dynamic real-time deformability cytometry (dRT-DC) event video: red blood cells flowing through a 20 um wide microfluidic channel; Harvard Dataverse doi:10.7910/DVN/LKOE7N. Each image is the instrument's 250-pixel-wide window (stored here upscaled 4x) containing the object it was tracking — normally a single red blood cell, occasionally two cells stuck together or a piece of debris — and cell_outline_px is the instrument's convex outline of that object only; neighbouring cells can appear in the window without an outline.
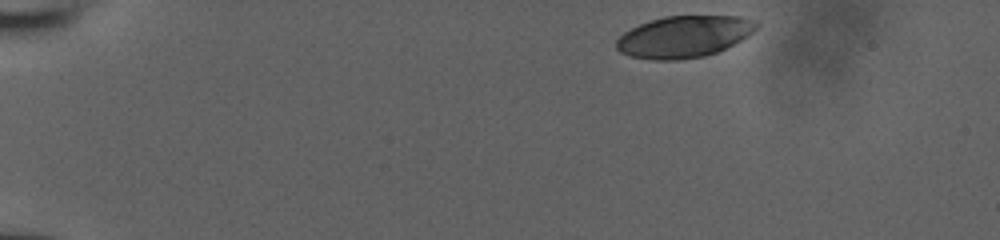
{"species": "human", "species_latin": "Homo sapiens", "temperature_condition": "room temperature", "stored_images_in_passage": 33, "camera_frame_rate_fps": 3000, "um_per_image_px": 0.085, "donor": {"sex": "male"}, "frame": {"image": 1, "passage_image": 1, "time_ms": 0.0, "image_size_px": [1000, 240], "cell_outline_px": [[760, 24], [748, 36], [716, 52], [704, 56], [676, 60], [652, 60], [628, 56], [620, 52], [616, 48], [616, 40], [624, 32], [648, 20], [664, 16], [740, 16], [756, 20]], "centroid_in_image_um": [58.12, 3.11], "position_along_channel_um": 26.9, "area_um2": 34.04}}
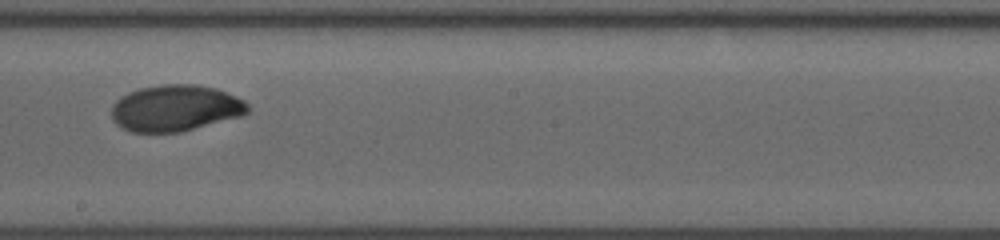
{"frame": {"image": 2, "passage_image": 19, "time_ms": 6.0, "image_size_px": [1000, 240], "cell_outline_px": [[248, 112], [244, 116], [180, 132], [132, 132], [116, 124], [112, 120], [112, 104], [120, 96], [128, 92], [140, 88], [160, 84], [196, 84], [216, 88], [236, 96], [244, 100], [248, 104]], "centroid_in_image_um": [14.92, 9.18], "position_along_channel_um": 233.3, "area_um2": 37.11}}
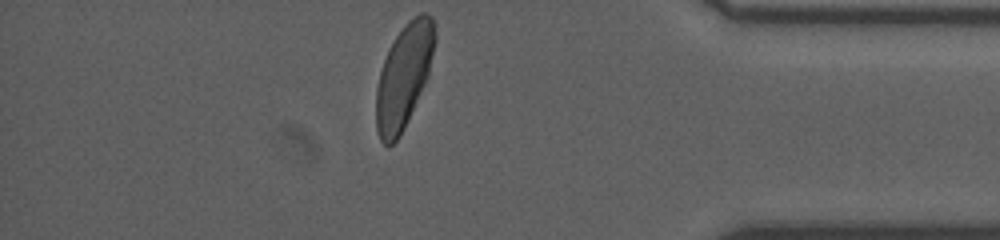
{"frame": {"image": 3, "passage_image": 33, "time_ms": 10.667, "image_size_px": [1000, 240], "cell_outline_px": [[436, 40], [428, 76], [404, 128], [400, 136], [388, 148], [380, 140], [376, 128], [376, 88], [380, 72], [388, 48], [404, 24], [408, 20], [420, 12], [424, 12], [432, 16], [436, 24]], "centroid_in_image_um": [34.34, 6.43], "position_along_channel_um": 400.9, "area_um2": 35.66}}